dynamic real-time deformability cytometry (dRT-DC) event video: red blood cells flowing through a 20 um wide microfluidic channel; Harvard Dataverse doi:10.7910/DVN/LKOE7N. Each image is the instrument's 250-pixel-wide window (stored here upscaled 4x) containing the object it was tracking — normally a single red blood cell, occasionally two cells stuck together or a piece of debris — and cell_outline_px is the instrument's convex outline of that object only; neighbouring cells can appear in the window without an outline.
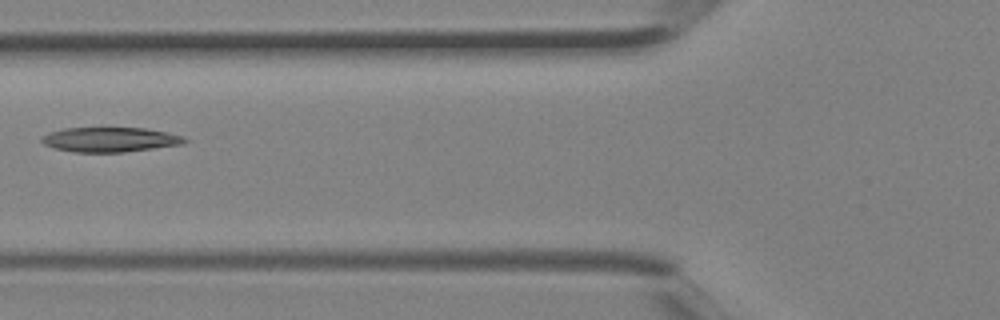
{"species": "Egyptian fruit bat (a non-hibernating species)", "species_latin": "Rousettus aegyptiacus", "temperature_condition": "room temperature", "stored_images_in_passage": 2, "camera_frame_rate_fps": 3000, "um_per_image_px": 0.085, "animal": {"sex": "female"}, "frame": {"image": 1, "passage_image": 2, "time_ms": 0.333, "image_size_px": [1000, 320], "cell_outline_px": [[188, 140], [184, 144], [124, 152], [72, 152], [56, 148], [44, 144], [40, 140], [40, 136], [48, 132], [64, 128], [144, 128], [184, 136]], "centroid_in_image_um": [9.32, 11.86], "position_along_channel_um": 116.5, "area_um2": 20.58}}